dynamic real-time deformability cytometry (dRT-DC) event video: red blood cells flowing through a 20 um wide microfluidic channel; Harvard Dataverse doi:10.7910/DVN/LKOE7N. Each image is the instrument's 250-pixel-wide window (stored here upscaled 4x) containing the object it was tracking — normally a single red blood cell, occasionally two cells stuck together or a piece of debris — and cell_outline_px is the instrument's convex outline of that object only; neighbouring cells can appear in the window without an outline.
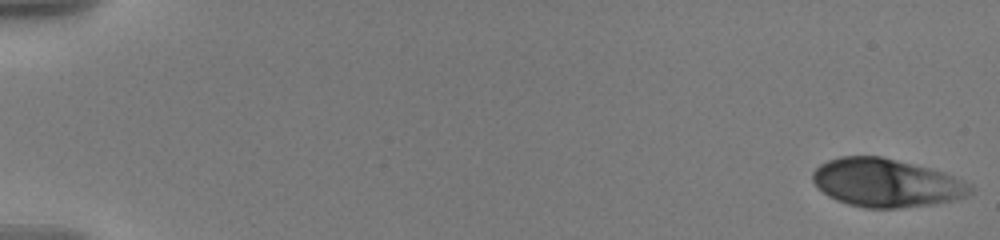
{"species": "human", "species_latin": "Homo sapiens", "temperature_condition": "warm", "stored_images_in_passage": 57, "camera_frame_rate_fps": 3000, "um_per_image_px": 0.085, "donor": {"sex": "male"}, "frame": {"image": 1, "passage_image": 1, "time_ms": 0.0, "image_size_px": [1000, 240], "cell_outline_px": [[972, 192], [968, 196], [956, 200], [936, 204], [896, 208], [864, 208], [848, 204], [836, 200], [828, 196], [812, 180], [812, 172], [820, 164], [828, 160], [840, 156], [880, 156], [944, 172], [964, 180], [972, 184]], "centroid_in_image_um": [75.36, 15.55], "position_along_channel_um": 9.6, "area_um2": 44.45}}
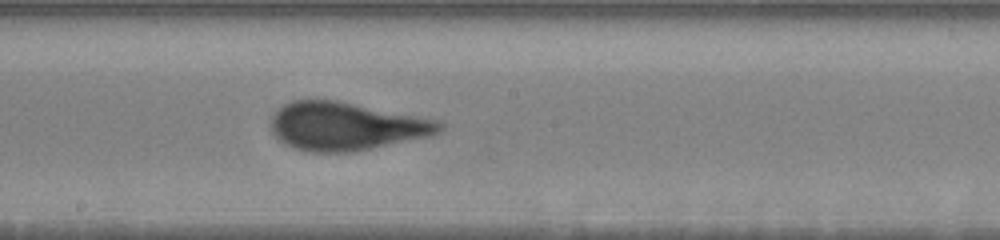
{"frame": {"image": 2, "passage_image": 33, "time_ms": 10.667, "image_size_px": [1000, 240], "cell_outline_px": [[448, 124], [444, 132], [432, 136], [352, 152], [312, 152], [296, 148], [284, 144], [272, 132], [272, 116], [284, 104], [292, 100], [336, 100], [444, 120]], "centroid_in_image_um": [29.55, 10.73], "position_along_channel_um": 218.6, "area_um2": 47.86}}
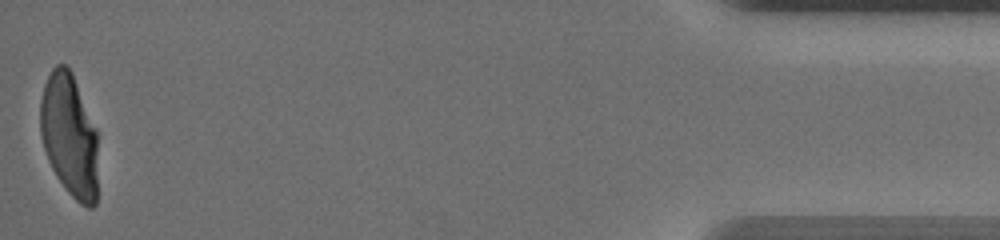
{"frame": {"image": 3, "passage_image": 57, "time_ms": 18.667, "image_size_px": [1000, 240], "cell_outline_px": [[96, 204], [92, 208], [88, 208], [80, 204], [68, 192], [56, 176], [48, 160], [44, 148], [40, 132], [40, 100], [44, 84], [52, 68], [56, 64], [68, 64], [72, 72], [96, 128]], "centroid_in_image_um": [5.88, 11.48], "position_along_channel_um": 429.3, "area_um2": 41.38}, "authors_computed_cell_mechanics": {"area_um2": 45.373, "velocity_mm_per_s": 3.5967, "shape_relaxation_time_tau1_ms": 5.6544, "shape_relaxation_time_tau2_ms": null, "deformation_change_tau1": 0.2236, "deformation_change_tau2": null}}